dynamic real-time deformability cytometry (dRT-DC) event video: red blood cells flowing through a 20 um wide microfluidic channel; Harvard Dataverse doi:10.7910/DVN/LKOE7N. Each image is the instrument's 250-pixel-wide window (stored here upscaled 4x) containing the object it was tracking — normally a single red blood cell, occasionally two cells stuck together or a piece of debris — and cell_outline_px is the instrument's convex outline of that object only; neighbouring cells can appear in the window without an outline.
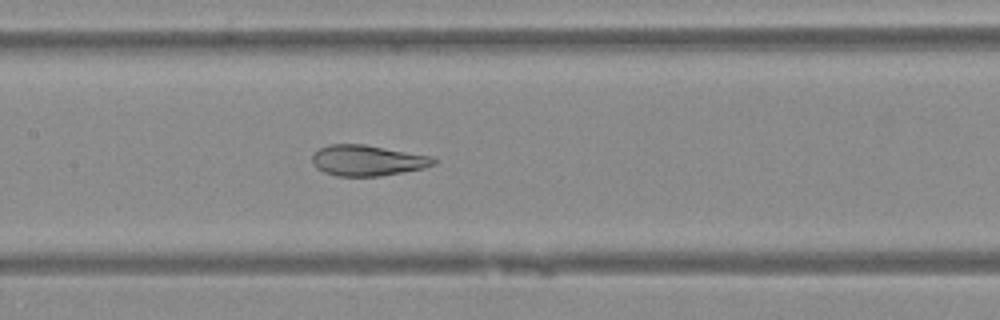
{"species": "Egyptian fruit bat (a non-hibernating species)", "species_latin": "Rousettus aegyptiacus", "temperature_condition": "warm", "stored_images_in_passage": 44, "camera_frame_rate_fps": 3000, "um_per_image_px": 0.085, "animal": {"sex": "female"}, "frame": {"image": 1, "passage_image": 19, "time_ms": 6.0, "image_size_px": [1000, 320], "cell_outline_px": [[440, 160], [436, 164], [424, 168], [380, 176], [336, 176], [324, 172], [316, 168], [312, 164], [312, 156], [320, 148], [328, 144], [364, 144], [432, 156]], "centroid_in_image_um": [31.26, 13.64], "position_along_channel_um": 176.1, "area_um2": 21.91}}
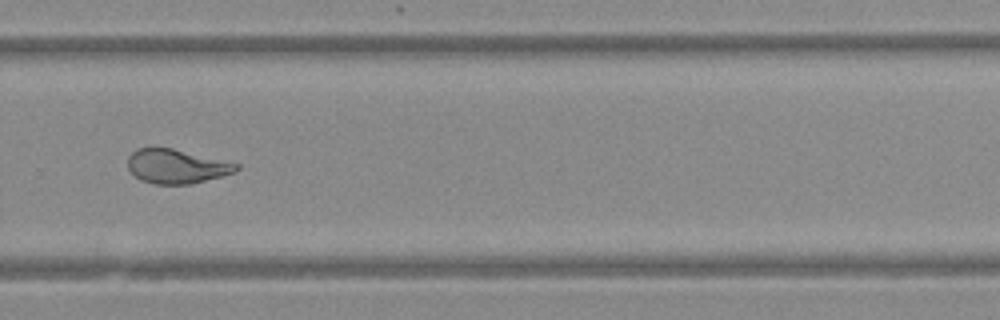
{"frame": {"image": 2, "passage_image": 29, "time_ms": 9.333, "image_size_px": [1000, 320], "cell_outline_px": [[240, 168], [236, 172], [192, 184], [152, 184], [140, 180], [128, 168], [128, 156], [136, 148], [152, 144], [172, 148], [240, 164]], "centroid_in_image_um": [14.96, 14.1], "position_along_channel_um": 314.8, "area_um2": 22.14}}
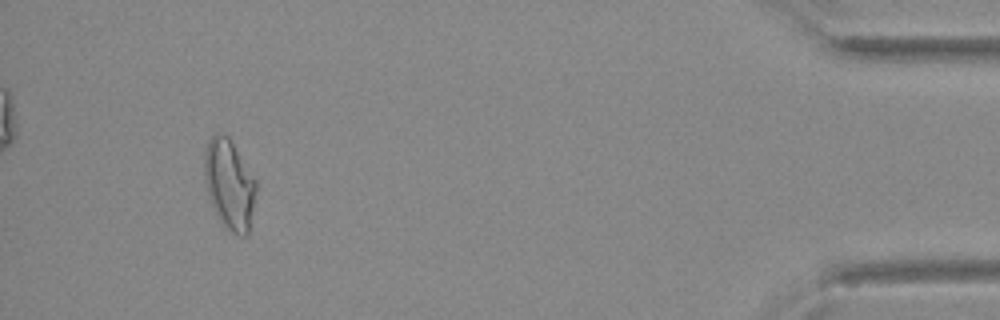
{"frame": {"image": 3, "passage_image": 41, "time_ms": 13.333, "image_size_px": [1000, 320], "cell_outline_px": [[256, 192], [248, 236], [236, 236], [224, 228], [212, 204], [204, 180], [204, 152], [208, 140], [216, 132], [228, 136], [256, 180]], "centroid_in_image_um": [19.49, 15.69], "position_along_channel_um": 415.7, "area_um2": 27.11}}